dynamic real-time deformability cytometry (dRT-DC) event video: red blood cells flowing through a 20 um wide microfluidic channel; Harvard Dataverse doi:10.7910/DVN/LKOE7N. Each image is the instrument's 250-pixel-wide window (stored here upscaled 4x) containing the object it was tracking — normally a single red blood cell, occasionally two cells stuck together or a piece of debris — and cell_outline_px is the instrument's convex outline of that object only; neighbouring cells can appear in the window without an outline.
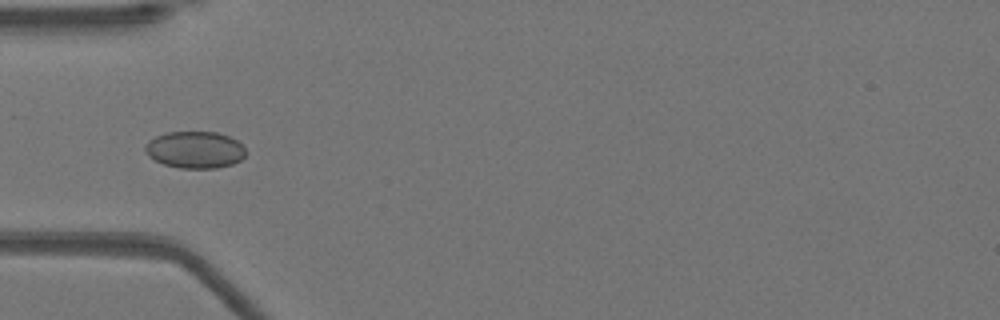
{"species": "Egyptian fruit bat (a non-hibernating species)", "species_latin": "Rousettus aegyptiacus", "temperature_condition": "warm", "stored_images_in_passage": 38, "camera_frame_rate_fps": 3000, "um_per_image_px": 0.085, "animal": {"sex": "female"}, "frame": {"image": 1, "passage_image": 3, "time_ms": 0.667, "image_size_px": [1000, 320], "cell_outline_px": [[248, 152], [240, 160], [232, 164], [216, 168], [180, 168], [164, 164], [148, 156], [144, 152], [144, 148], [148, 140], [156, 136], [168, 132], [216, 132], [228, 136], [236, 140]], "centroid_in_image_um": [16.56, 12.73], "position_along_channel_um": 68.4, "area_um2": 21.62}}
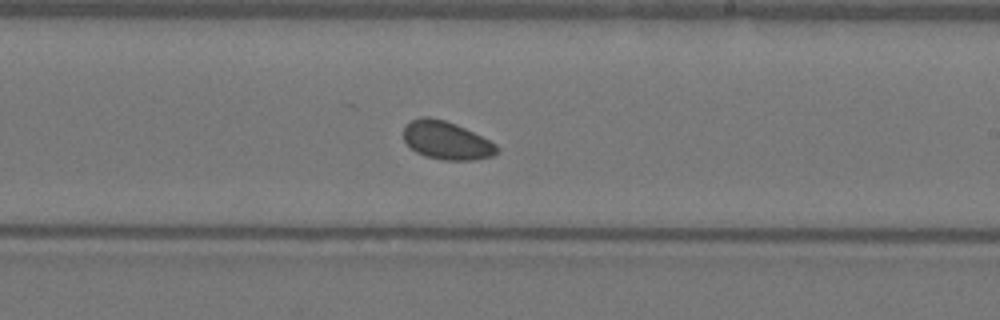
{"frame": {"image": 2, "passage_image": 17, "time_ms": 5.333, "image_size_px": [1000, 320], "cell_outline_px": [[500, 148], [492, 156], [472, 160], [444, 160], [424, 156], [416, 152], [404, 140], [404, 124], [420, 116], [428, 116], [444, 120], [456, 124], [496, 144]], "centroid_in_image_um": [37.92, 11.93], "position_along_channel_um": 251.1, "area_um2": 20.63}}
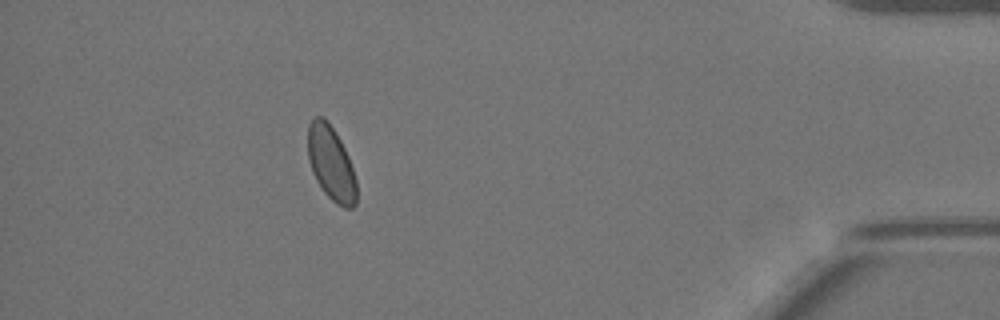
{"frame": {"image": 3, "passage_image": 33, "time_ms": 10.667, "image_size_px": [1000, 320], "cell_outline_px": [[356, 204], [352, 208], [344, 208], [336, 204], [324, 192], [316, 180], [312, 172], [308, 160], [308, 124], [316, 116], [324, 116], [328, 120], [340, 140], [348, 156], [356, 180]], "centroid_in_image_um": [28.13, 13.88], "position_along_channel_um": 407.1, "area_um2": 21.1}, "authors_computed_cell_mechanics": {"area_um2": 20.7213, "velocity_mm_per_s": 3.9153, "shape_relaxation_time_tau1_ms": null, "shape_relaxation_time_tau2_ms": 3.6683, "deformation_change_tau1": null, "deformation_change_tau2": 0.0363}}